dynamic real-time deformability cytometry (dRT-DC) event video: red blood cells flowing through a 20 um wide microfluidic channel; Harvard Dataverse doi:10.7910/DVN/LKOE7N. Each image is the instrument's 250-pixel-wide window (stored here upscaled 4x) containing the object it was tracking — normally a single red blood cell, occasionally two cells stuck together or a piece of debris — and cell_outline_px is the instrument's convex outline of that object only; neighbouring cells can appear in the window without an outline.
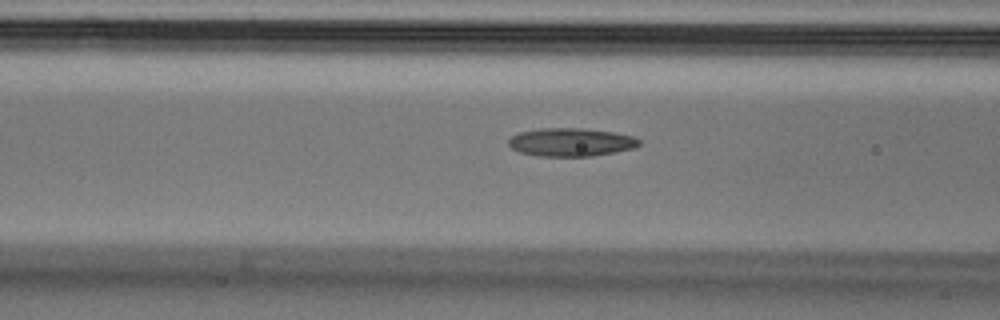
{"species": "Egyptian fruit bat (a non-hibernating species)", "species_latin": "Rousettus aegyptiacus", "temperature_condition": "cold", "stored_images_in_passage": 7, "camera_frame_rate_fps": 3000, "um_per_image_px": 0.085, "animal": {"sex": "male"}, "frame": {"image": 1, "passage_image": 5, "time_ms": 1.333, "image_size_px": [1000, 320], "cell_outline_px": [[640, 144], [632, 148], [616, 152], [592, 156], [536, 156], [520, 152], [512, 148], [508, 144], [508, 140], [512, 136], [520, 132], [540, 128], [580, 128], [612, 132], [636, 136], [640, 140]], "centroid_in_image_um": [48.53, 12.08], "position_along_channel_um": 118.1, "area_um2": 21.5}}